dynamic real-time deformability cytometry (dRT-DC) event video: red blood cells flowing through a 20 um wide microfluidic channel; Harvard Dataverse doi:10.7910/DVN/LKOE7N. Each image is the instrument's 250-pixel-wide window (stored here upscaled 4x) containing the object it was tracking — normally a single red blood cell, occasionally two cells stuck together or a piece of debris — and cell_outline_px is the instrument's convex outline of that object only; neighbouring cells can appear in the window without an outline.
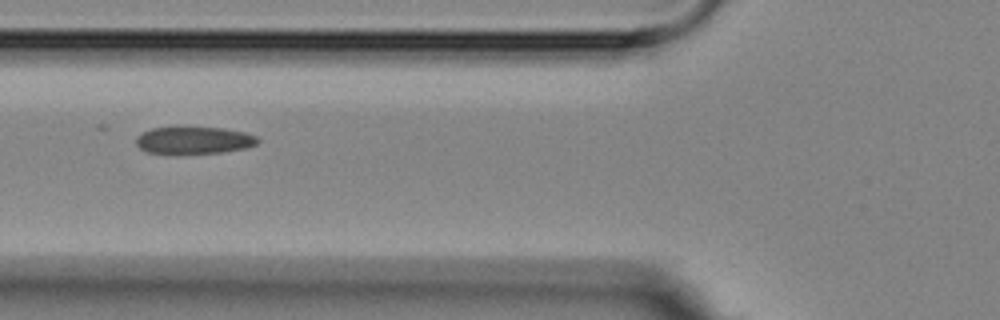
{"species": "Egyptian fruit bat (a non-hibernating species)", "species_latin": "Rousettus aegyptiacus", "temperature_condition": "room temperature", "stored_images_in_passage": 7, "camera_frame_rate_fps": 3000, "um_per_image_px": 0.085, "animal": {"sex": "female"}, "frame": {"image": 1, "passage_image": 6, "time_ms": 7.667, "image_size_px": [1000, 320], "cell_outline_px": [[260, 140], [256, 144], [244, 148], [224, 152], [180, 156], [168, 156], [148, 152], [140, 148], [136, 144], [136, 136], [152, 128], [176, 124], [224, 128], [244, 132], [256, 136]], "centroid_in_image_um": [16.4, 11.92], "position_along_channel_um": 109.4, "area_um2": 20.87}}
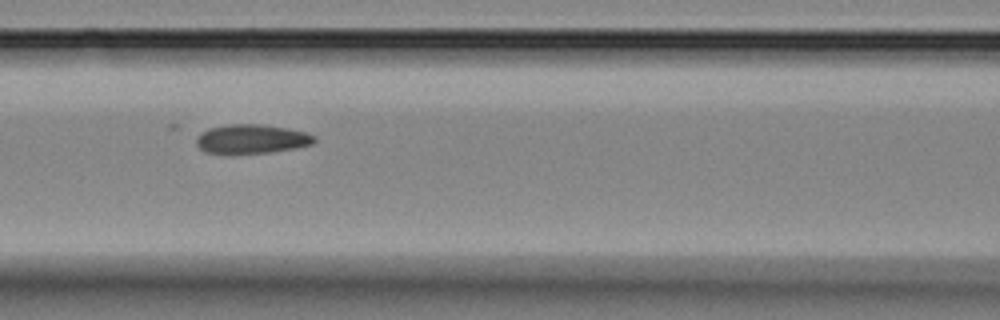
{"frame": {"image": 2, "passage_image": 7, "time_ms": 8.667, "image_size_px": [1000, 320], "cell_outline_px": [[316, 140], [312, 144], [296, 148], [268, 152], [204, 152], [196, 144], [196, 136], [200, 132], [208, 128], [228, 124], [260, 124], [288, 128], [308, 132], [316, 136]], "centroid_in_image_um": [21.41, 11.78], "position_along_channel_um": 145.2, "area_um2": 19.88}}